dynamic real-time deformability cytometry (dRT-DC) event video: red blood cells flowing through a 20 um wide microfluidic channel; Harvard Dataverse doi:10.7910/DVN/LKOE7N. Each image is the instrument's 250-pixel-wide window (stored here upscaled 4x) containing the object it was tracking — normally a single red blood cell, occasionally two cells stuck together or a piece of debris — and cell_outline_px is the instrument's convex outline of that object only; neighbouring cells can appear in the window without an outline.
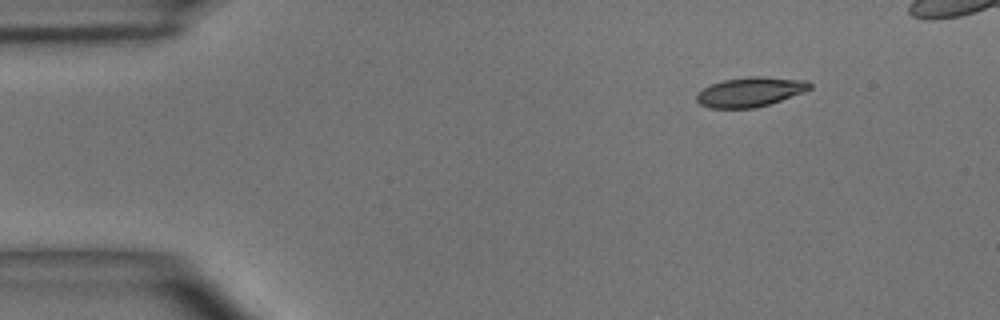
{"species": "common noctule bat (a hibernating species)", "species_latin": "Nyctalus noctula", "temperature_condition": "room temperature", "stored_images_in_passage": 5, "camera_frame_rate_fps": 3000, "um_per_image_px": 0.085, "animal": {"sex": "male", "body_mass_g": 15.6}, "frame": {"image": 1, "passage_image": 1, "time_ms": 0.0, "image_size_px": [1000, 320], "cell_outline_px": [[812, 88], [804, 92], [756, 108], [708, 108], [700, 104], [696, 100], [696, 92], [712, 84], [724, 80], [748, 76], [760, 76], [808, 80], [812, 84]], "centroid_in_image_um": [63.77, 7.81], "position_along_channel_um": 21.2, "area_um2": 19.59}}